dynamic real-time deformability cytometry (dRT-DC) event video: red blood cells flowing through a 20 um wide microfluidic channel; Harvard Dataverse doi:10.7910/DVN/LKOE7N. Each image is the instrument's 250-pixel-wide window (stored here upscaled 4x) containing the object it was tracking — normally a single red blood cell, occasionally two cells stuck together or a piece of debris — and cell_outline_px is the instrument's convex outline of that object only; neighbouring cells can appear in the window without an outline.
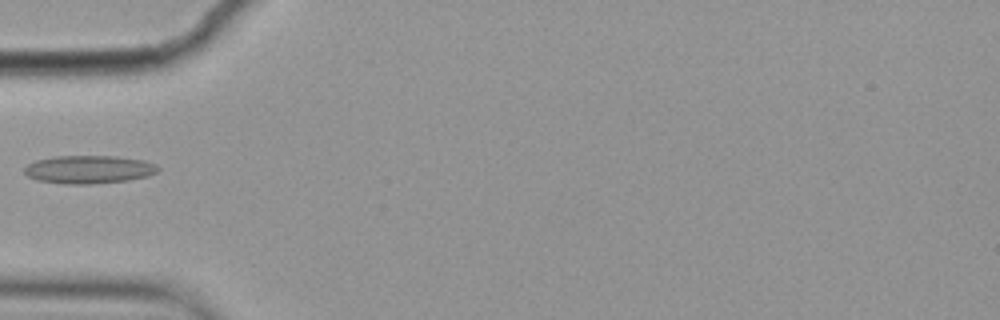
{"species": "common noctule bat (a hibernating species)", "species_latin": "Nyctalus noctula", "temperature_condition": "cold", "stored_images_in_passage": 7, "camera_frame_rate_fps": 3000, "um_per_image_px": 0.085, "animal": {"sex": "female", "body_mass_g": 19.9}, "frame": {"image": 1, "passage_image": 2, "time_ms": 0.333, "image_size_px": [1000, 320], "cell_outline_px": [[160, 168], [156, 172], [148, 176], [128, 180], [92, 184], [64, 184], [36, 180], [28, 176], [24, 172], [24, 168], [28, 164], [36, 160], [56, 156], [116, 156], [144, 160], [156, 164]], "centroid_in_image_um": [7.55, 14.4], "position_along_channel_um": 77.4, "area_um2": 21.96}}
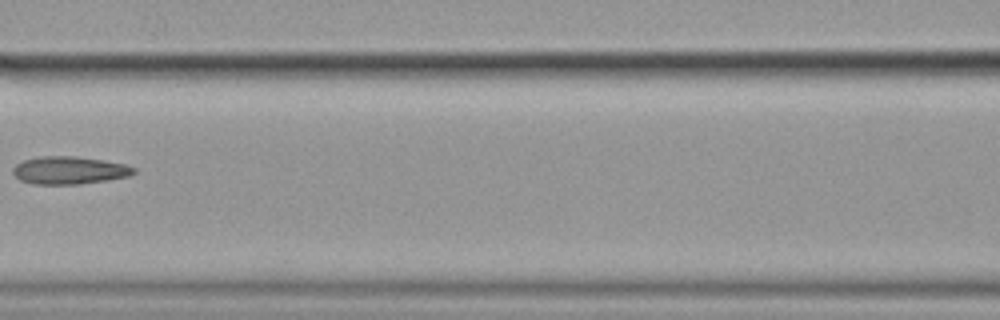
{"frame": {"image": 2, "passage_image": 4, "time_ms": 1.0, "image_size_px": [1000, 320], "cell_outline_px": [[136, 172], [128, 176], [108, 180], [80, 184], [32, 184], [20, 180], [12, 172], [12, 168], [16, 164], [24, 160], [40, 156], [76, 156], [104, 160], [124, 164], [136, 168]], "centroid_in_image_um": [5.89, 14.47], "position_along_channel_um": 160.7, "area_um2": 19.59}}
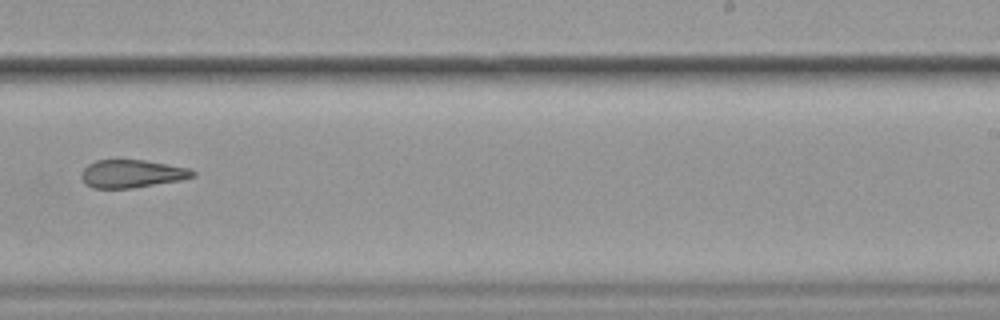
{"frame": {"image": 3, "passage_image": 7, "time_ms": 2.0, "image_size_px": [1000, 320], "cell_outline_px": [[196, 176], [180, 180], [132, 188], [92, 188], [84, 184], [80, 176], [84, 168], [88, 164], [96, 160], [144, 160], [188, 168], [196, 172]], "centroid_in_image_um": [11.18, 14.77], "position_along_channel_um": 277.8, "area_um2": 18.09}}